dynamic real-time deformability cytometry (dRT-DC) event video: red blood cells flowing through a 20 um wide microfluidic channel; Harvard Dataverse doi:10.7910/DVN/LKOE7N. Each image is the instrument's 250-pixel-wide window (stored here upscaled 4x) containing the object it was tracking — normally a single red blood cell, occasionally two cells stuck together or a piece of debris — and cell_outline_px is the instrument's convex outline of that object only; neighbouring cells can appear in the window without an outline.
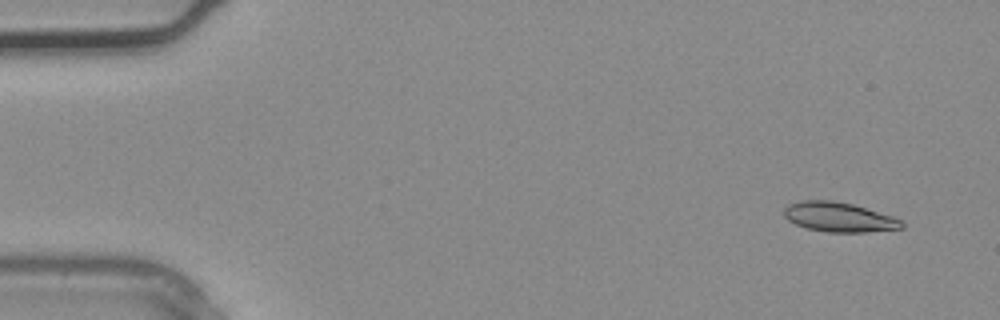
{"species": "common noctule bat (a hibernating species)", "species_latin": "Nyctalus noctula", "temperature_condition": "warm", "stored_images_in_passage": 4, "camera_frame_rate_fps": 3000, "um_per_image_px": 0.085, "animal": {"sex": "male", "body_mass_g": 20.4}, "frame": {"image": 1, "passage_image": 1, "time_ms": 0.0, "image_size_px": [1000, 320], "cell_outline_px": [[904, 228], [864, 232], [828, 232], [804, 228], [788, 220], [784, 216], [784, 208], [788, 204], [804, 200], [832, 200], [852, 204], [892, 216], [900, 220], [904, 224]], "centroid_in_image_um": [71.28, 18.45], "position_along_channel_um": 13.7, "area_um2": 20.23}}